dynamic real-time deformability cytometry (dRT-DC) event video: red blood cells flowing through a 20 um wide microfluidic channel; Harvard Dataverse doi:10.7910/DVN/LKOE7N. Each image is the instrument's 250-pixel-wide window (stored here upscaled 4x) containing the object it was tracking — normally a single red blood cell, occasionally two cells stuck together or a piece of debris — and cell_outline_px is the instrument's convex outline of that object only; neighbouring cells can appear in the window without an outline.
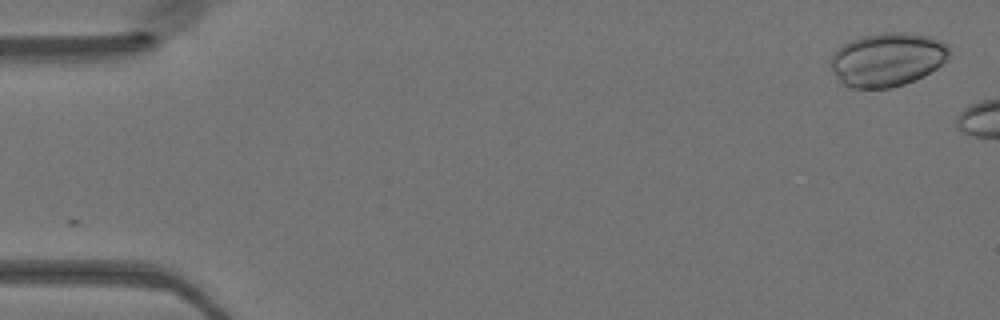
{"species": "Egyptian fruit bat (a non-hibernating species)", "species_latin": "Rousettus aegyptiacus", "temperature_condition": "warm", "stored_images_in_passage": 5, "camera_frame_rate_fps": 3000, "um_per_image_px": 0.085, "animal": {"sex": "female"}, "frame": {"image": 1, "passage_image": 1, "time_ms": 0.0, "image_size_px": [1000, 320], "cell_outline_px": [[948, 56], [936, 68], [924, 76], [916, 80], [904, 84], [888, 88], [852, 88], [840, 84], [832, 72], [828, 64], [828, 60], [836, 48], [860, 36], [884, 32], [908, 32], [928, 36], [940, 40], [948, 44]], "centroid_in_image_um": [75.35, 5.06], "position_along_channel_um": 9.6, "area_um2": 37.51}}